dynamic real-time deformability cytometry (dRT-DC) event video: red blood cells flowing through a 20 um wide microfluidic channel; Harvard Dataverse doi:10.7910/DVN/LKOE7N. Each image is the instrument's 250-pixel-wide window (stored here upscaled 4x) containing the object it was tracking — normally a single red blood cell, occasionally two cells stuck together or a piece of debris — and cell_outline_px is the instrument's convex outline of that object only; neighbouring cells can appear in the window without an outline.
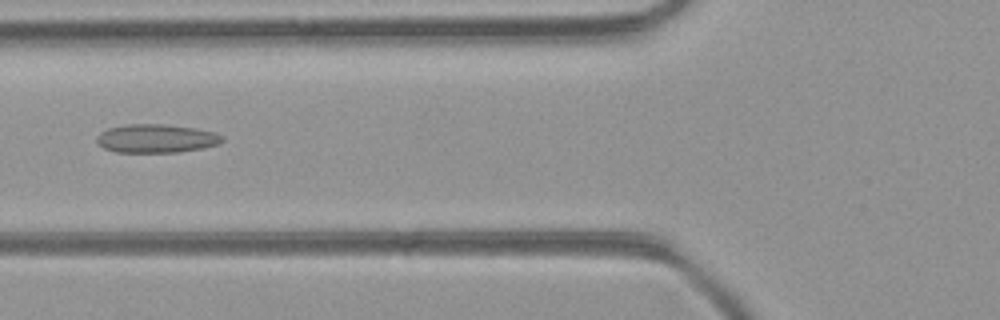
{"species": "common noctule bat (a hibernating species)", "species_latin": "Nyctalus noctula", "temperature_condition": "room temperature", "stored_images_in_passage": 48, "camera_frame_rate_fps": 3000, "um_per_image_px": 0.085, "animal": {"sex": "female", "body_mass_g": 21.9}, "frame": {"image": 1, "passage_image": 18, "time_ms": 5.667, "image_size_px": [1000, 320], "cell_outline_px": [[224, 140], [220, 144], [200, 148], [176, 152], [116, 152], [104, 148], [96, 140], [96, 136], [100, 132], [108, 128], [128, 124], [164, 124], [192, 128], [212, 132], [224, 136]], "centroid_in_image_um": [13.26, 11.77], "position_along_channel_um": 112.5, "area_um2": 20.69}}
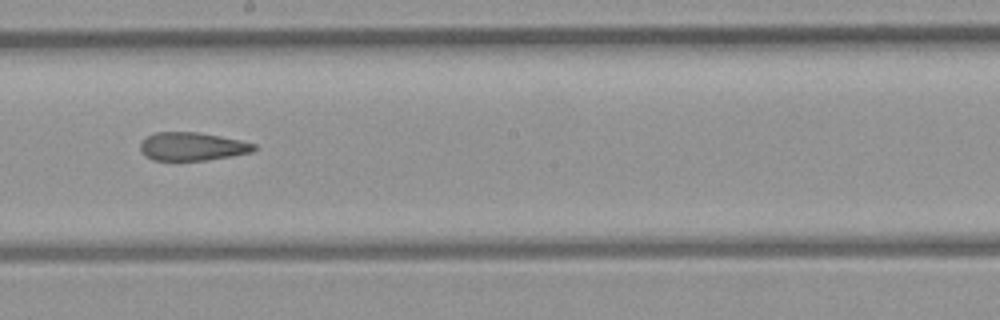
{"frame": {"image": 2, "passage_image": 26, "time_ms": 8.333, "image_size_px": [1000, 320], "cell_outline_px": [[256, 148], [252, 152], [232, 156], [208, 160], [152, 160], [140, 148], [140, 144], [148, 136], [156, 132], [200, 132], [240, 140], [256, 144]], "centroid_in_image_um": [16.39, 12.45], "position_along_channel_um": 231.8, "area_um2": 18.55}}
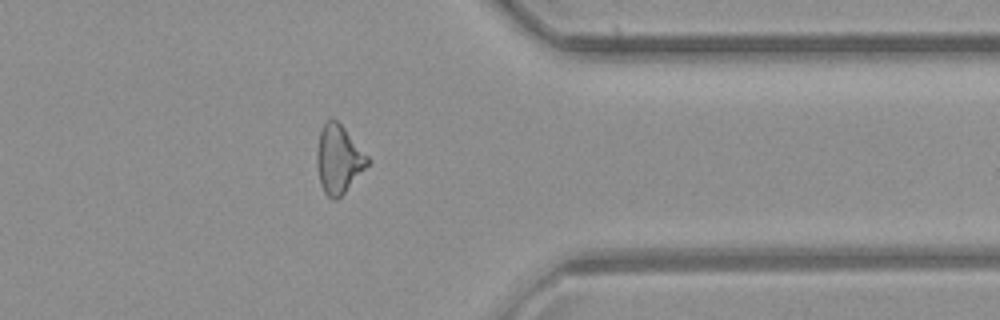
{"frame": {"image": 3, "passage_image": 37, "time_ms": 12.0, "image_size_px": [1000, 320], "cell_outline_px": [[372, 160], [344, 192], [336, 200], [332, 200], [324, 192], [320, 184], [316, 164], [316, 152], [320, 132], [324, 124], [328, 120], [336, 120], [344, 128]], "centroid_in_image_um": [28.77, 13.55], "position_along_channel_um": 382.6, "area_um2": 19.94}}